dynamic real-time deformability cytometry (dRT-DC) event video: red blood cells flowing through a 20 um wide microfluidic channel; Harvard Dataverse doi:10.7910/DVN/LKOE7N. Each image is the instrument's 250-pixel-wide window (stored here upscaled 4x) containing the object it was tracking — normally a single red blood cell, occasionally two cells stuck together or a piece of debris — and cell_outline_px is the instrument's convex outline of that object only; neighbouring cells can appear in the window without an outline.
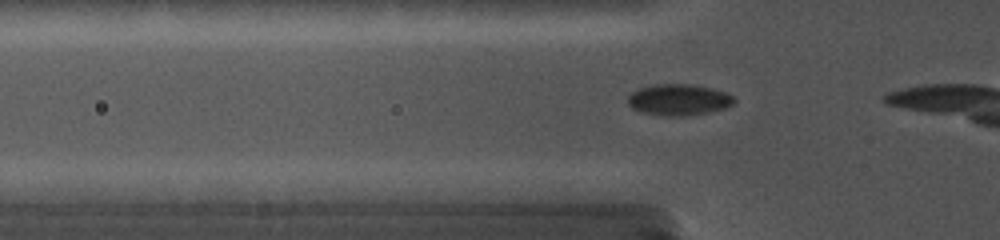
{"species": "common noctule bat (a hibernating species)", "species_latin": "Nyctalus noctula", "temperature_condition": "cold", "stored_images_in_passage": 11, "camera_frame_rate_fps": 5000, "um_per_image_px": 0.085, "animal": {"sex": "female", "body_mass_g": 19.0, "forearm_length_mm": 56.7}, "frame": {"image": 1, "passage_image": 7, "time_ms": 1.0, "image_size_px": [1000, 240], "cell_outline_px": [[736, 100], [732, 104], [724, 108], [708, 112], [684, 116], [664, 116], [640, 112], [632, 108], [628, 104], [628, 96], [632, 92], [640, 88], [652, 84], [692, 84], [712, 88], [724, 92], [732, 96]], "centroid_in_image_um": [57.66, 8.48], "position_along_channel_um": 68.1, "area_um2": 19.36}}